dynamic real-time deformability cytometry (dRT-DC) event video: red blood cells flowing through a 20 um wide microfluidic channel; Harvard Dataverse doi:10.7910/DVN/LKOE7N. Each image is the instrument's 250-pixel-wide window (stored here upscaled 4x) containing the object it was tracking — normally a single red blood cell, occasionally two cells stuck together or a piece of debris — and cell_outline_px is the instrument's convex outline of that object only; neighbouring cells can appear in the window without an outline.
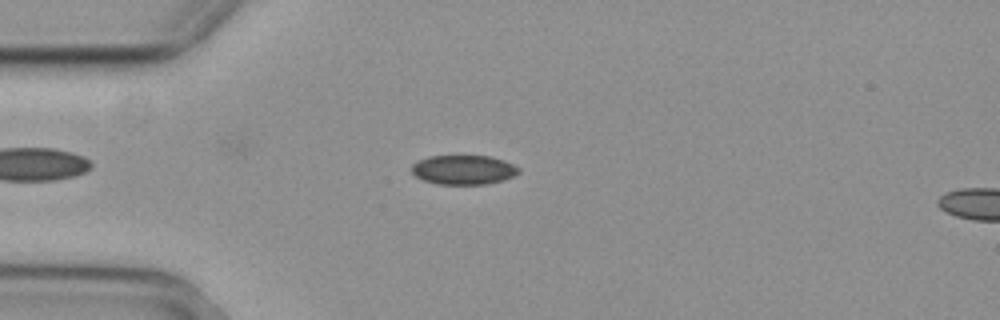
{"species": "common noctule bat (a hibernating species)", "species_latin": "Nyctalus noctula", "temperature_condition": "cold", "stored_images_in_passage": 51, "camera_frame_rate_fps": 3000, "um_per_image_px": 0.085, "animal": {"sex": "female", "body_mass_g": 29.2, "forearm_length_mm": 56.3}, "frame": {"image": 1, "passage_image": 10, "time_ms": 3.0, "image_size_px": [1000, 320], "cell_outline_px": [[520, 172], [512, 176], [500, 180], [484, 184], [436, 184], [424, 180], [416, 176], [412, 172], [412, 164], [428, 156], [492, 156], [504, 160], [520, 168]], "centroid_in_image_um": [39.39, 14.42], "position_along_channel_um": 45.6, "area_um2": 18.15}}
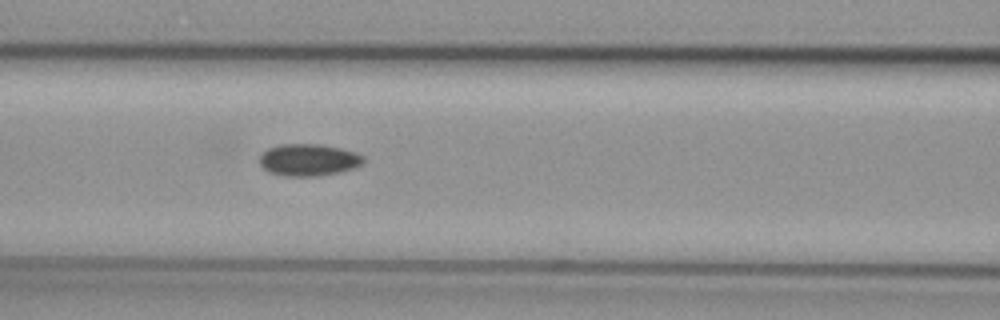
{"frame": {"image": 2, "passage_image": 19, "time_ms": 6.0, "image_size_px": [1000, 320], "cell_outline_px": [[364, 164], [356, 168], [340, 172], [320, 176], [284, 176], [268, 172], [260, 164], [260, 156], [268, 148], [280, 144], [320, 144], [340, 148], [356, 152], [364, 156]], "centroid_in_image_um": [26.27, 13.6], "position_along_channel_um": 140.3, "area_um2": 19.59}}
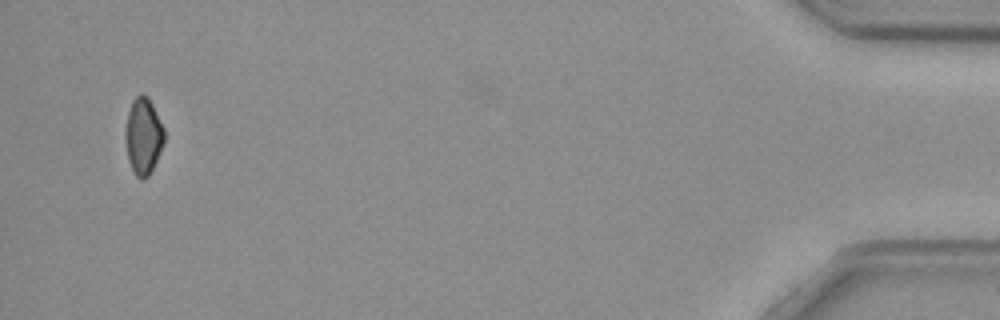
{"frame": {"image": 3, "passage_image": 49, "time_ms": 16.0, "image_size_px": [1000, 320], "cell_outline_px": [[164, 140], [156, 160], [148, 176], [144, 180], [140, 180], [136, 176], [128, 160], [124, 136], [124, 128], [128, 112], [132, 100], [140, 92], [148, 96], [164, 128]], "centroid_in_image_um": [12.15, 11.54], "position_along_channel_um": 423.1, "area_um2": 17.4}}